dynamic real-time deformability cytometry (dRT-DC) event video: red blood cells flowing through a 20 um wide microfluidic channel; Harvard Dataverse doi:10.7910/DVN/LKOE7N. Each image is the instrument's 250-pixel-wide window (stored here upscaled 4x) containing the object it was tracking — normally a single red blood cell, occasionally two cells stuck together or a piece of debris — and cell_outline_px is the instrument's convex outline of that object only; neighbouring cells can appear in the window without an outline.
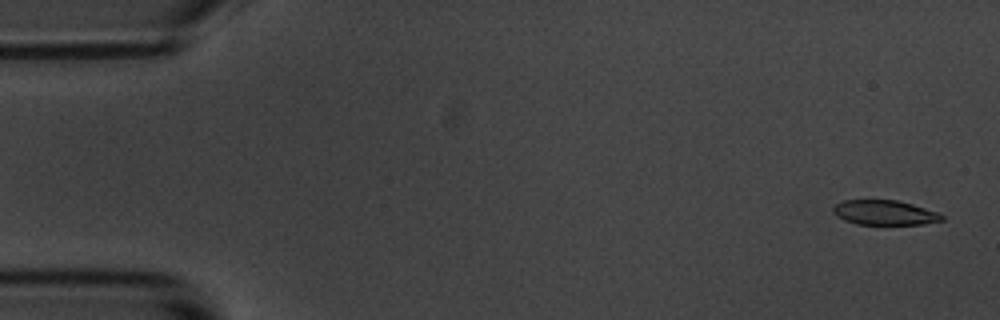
{"species": "common noctule bat (a hibernating species)", "species_latin": "Nyctalus noctula", "temperature_condition": "room temperature", "stored_images_in_passage": 5, "camera_frame_rate_fps": 3000, "um_per_image_px": 0.085, "animal": {"sex": "male", "body_mass_g": 20.1, "forearm_length_mm": 53.5}, "frame": {"image": 1, "passage_image": 1, "time_ms": 0.0, "image_size_px": [1000, 320], "cell_outline_px": [[944, 220], [924, 224], [856, 224], [844, 220], [836, 216], [832, 212], [832, 208], [836, 204], [844, 200], [896, 200], [912, 204], [936, 212], [944, 216]], "centroid_in_image_um": [75.16, 18.07], "position_along_channel_um": 9.8, "area_um2": 15.61}}
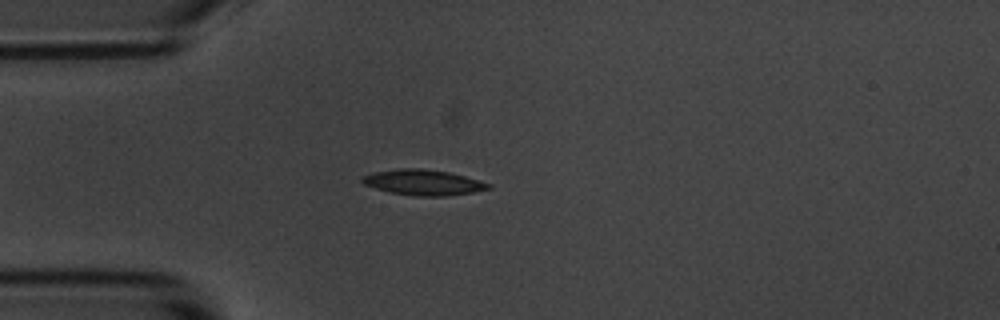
{"frame": {"image": 2, "passage_image": 5, "time_ms": 4.333, "image_size_px": [1000, 320], "cell_outline_px": [[492, 188], [472, 192], [448, 196], [416, 196], [388, 192], [364, 184], [360, 180], [360, 176], [372, 172], [400, 168], [420, 168], [448, 172], [464, 176], [492, 184]], "centroid_in_image_um": [35.94, 15.5], "position_along_channel_um": 49.1, "area_um2": 18.84}}